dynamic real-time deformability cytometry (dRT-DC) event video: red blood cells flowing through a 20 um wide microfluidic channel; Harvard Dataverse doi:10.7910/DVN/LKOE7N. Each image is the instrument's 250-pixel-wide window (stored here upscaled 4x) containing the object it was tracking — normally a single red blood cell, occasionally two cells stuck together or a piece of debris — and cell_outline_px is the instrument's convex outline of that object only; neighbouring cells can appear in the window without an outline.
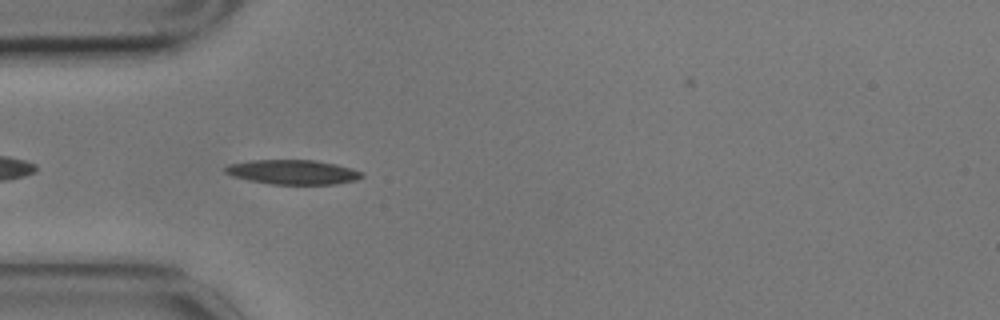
{"species": "common noctule bat (a hibernating species)", "species_latin": "Nyctalus noctula", "temperature_condition": "cold", "stored_images_in_passage": 5, "camera_frame_rate_fps": 3000, "um_per_image_px": 0.085, "animal": {"sex": "male", "body_mass_g": 17.9}, "frame": {"image": 1, "passage_image": 4, "time_ms": 1.0, "image_size_px": [1000, 320], "cell_outline_px": [[364, 176], [356, 180], [336, 184], [272, 184], [248, 180], [232, 176], [224, 172], [224, 168], [228, 164], [248, 160], [316, 160], [336, 164], [352, 168], [364, 172]], "centroid_in_image_um": [24.9, 14.62], "position_along_channel_um": 60.1, "area_um2": 19.71}}